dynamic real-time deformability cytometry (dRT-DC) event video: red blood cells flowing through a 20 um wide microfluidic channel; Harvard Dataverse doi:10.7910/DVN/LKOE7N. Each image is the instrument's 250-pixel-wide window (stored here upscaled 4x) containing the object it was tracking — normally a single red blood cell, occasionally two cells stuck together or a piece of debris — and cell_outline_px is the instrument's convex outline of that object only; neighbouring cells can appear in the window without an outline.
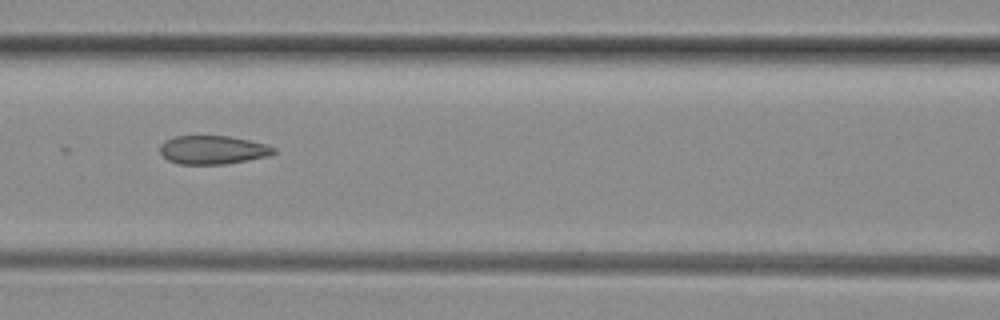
{"species": "common noctule bat (a hibernating species)", "species_latin": "Nyctalus noctula", "temperature_condition": "room temperature", "stored_images_in_passage": 4, "camera_frame_rate_fps": 3000, "um_per_image_px": 0.085, "animal": {"sex": "female", "body_mass_g": 29.2, "forearm_length_mm": 56.3}, "frame": {"image": 1, "passage_image": 4, "time_ms": 1.0, "image_size_px": [1000, 320], "cell_outline_px": [[276, 152], [268, 156], [228, 164], [180, 164], [168, 160], [160, 152], [160, 144], [164, 140], [176, 136], [228, 136], [268, 144], [276, 148]], "centroid_in_image_um": [18.1, 12.74], "position_along_channel_um": 148.5, "area_um2": 19.02}}